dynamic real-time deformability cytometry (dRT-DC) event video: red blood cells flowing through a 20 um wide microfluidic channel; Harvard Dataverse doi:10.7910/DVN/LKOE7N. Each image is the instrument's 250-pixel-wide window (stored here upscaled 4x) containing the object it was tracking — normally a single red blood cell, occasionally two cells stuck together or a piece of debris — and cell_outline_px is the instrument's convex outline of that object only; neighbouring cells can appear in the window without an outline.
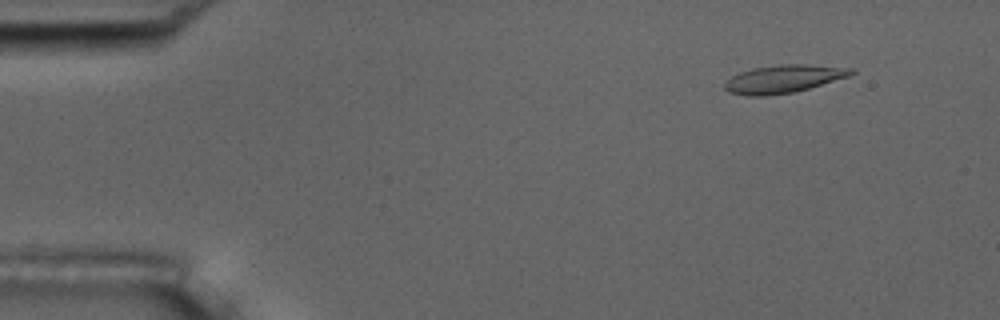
{"species": "common noctule bat (a hibernating species)", "species_latin": "Nyctalus noctula", "temperature_condition": "room temperature", "stored_images_in_passage": 5, "camera_frame_rate_fps": 3000, "um_per_image_px": 0.085, "animal": {"sex": "male", "body_mass_g": 17.5, "forearm_length_mm": 52.3}, "frame": {"image": 1, "passage_image": 2, "time_ms": 1.333, "image_size_px": [1000, 320], "cell_outline_px": [[856, 72], [848, 76], [796, 92], [768, 96], [748, 96], [728, 92], [724, 88], [724, 84], [732, 76], [740, 72], [752, 68], [780, 64], [808, 64], [856, 68]], "centroid_in_image_um": [66.61, 6.7], "position_along_channel_um": 18.4, "area_um2": 20.75}}
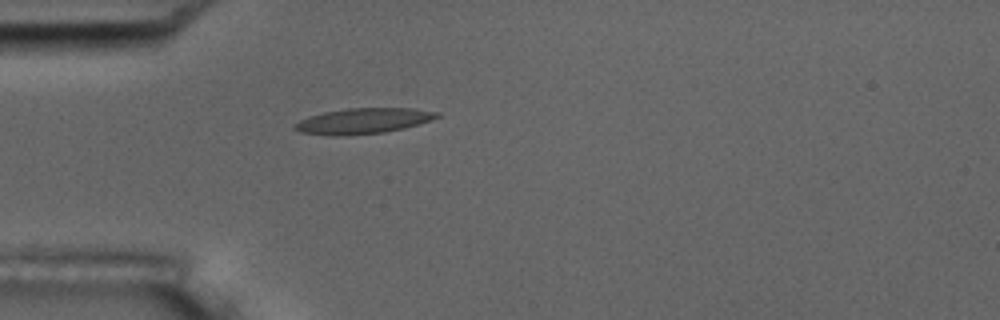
{"frame": {"image": 2, "passage_image": 5, "time_ms": 4.667, "image_size_px": [1000, 320], "cell_outline_px": [[440, 116], [432, 120], [404, 128], [384, 132], [344, 136], [332, 136], [300, 132], [292, 128], [292, 124], [308, 116], [324, 112], [348, 108], [412, 108], [440, 112]], "centroid_in_image_um": [30.84, 10.28], "position_along_channel_um": 54.2, "area_um2": 21.39}}